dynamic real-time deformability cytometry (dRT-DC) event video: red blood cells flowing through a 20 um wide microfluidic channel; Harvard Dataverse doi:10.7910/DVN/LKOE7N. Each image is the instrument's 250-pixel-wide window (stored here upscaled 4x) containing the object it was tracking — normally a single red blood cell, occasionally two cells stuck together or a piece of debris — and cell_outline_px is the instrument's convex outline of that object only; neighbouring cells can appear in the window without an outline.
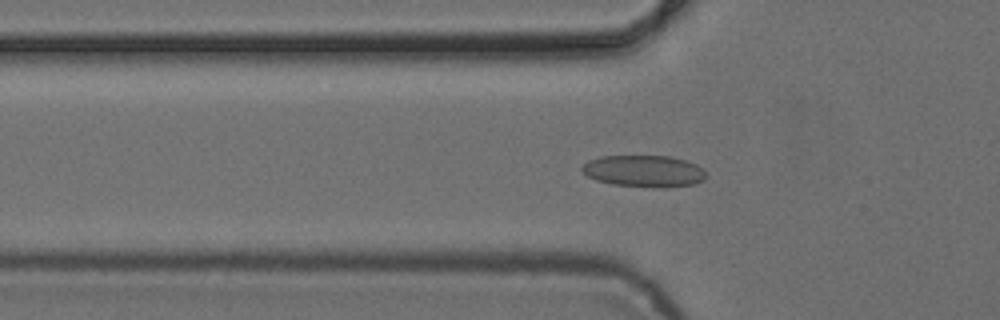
{"species": "common noctule bat (a hibernating species)", "species_latin": "Nyctalus noctula", "temperature_condition": "cold", "stored_images_in_passage": 44, "camera_frame_rate_fps": 3000, "um_per_image_px": 0.085, "animal": {"sex": "female", "body_mass_g": 24.6, "forearm_length_mm": 56.2}, "frame": {"image": 1, "passage_image": 9, "time_ms": 2.667, "image_size_px": [1000, 320], "cell_outline_px": [[704, 180], [696, 184], [612, 184], [596, 180], [588, 176], [580, 168], [588, 160], [600, 156], [668, 156], [684, 160], [696, 164], [704, 172]], "centroid_in_image_um": [54.66, 14.48], "position_along_channel_um": 71.1, "area_um2": 21.62}}
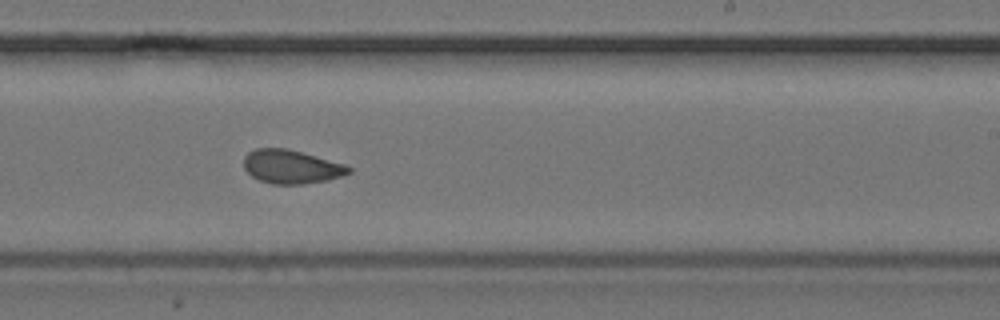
{"frame": {"image": 2, "passage_image": 24, "time_ms": 7.667, "image_size_px": [1000, 320], "cell_outline_px": [[352, 172], [328, 180], [304, 184], [272, 184], [260, 180], [252, 176], [244, 168], [244, 156], [248, 152], [256, 148], [288, 148], [344, 164], [352, 168]], "centroid_in_image_um": [24.76, 14.17], "position_along_channel_um": 264.2, "area_um2": 20.58}}
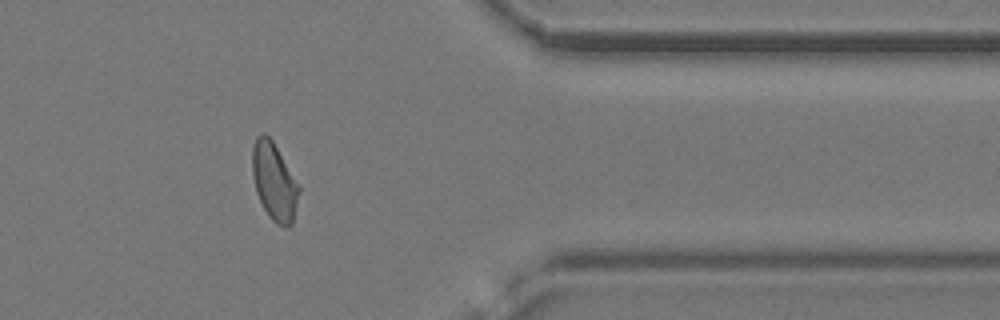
{"frame": {"image": 3, "passage_image": 35, "time_ms": 11.333, "image_size_px": [1000, 320], "cell_outline_px": [[300, 192], [292, 224], [276, 224], [268, 216], [256, 192], [252, 172], [252, 148], [256, 136], [264, 132], [272, 140], [300, 184]], "centroid_in_image_um": [23.31, 15.4], "position_along_channel_um": 388.1, "area_um2": 21.1}, "authors_computed_cell_mechanics": {"area_um2": 21.1837, "velocity_mm_per_s": 3.853, "shape_relaxation_time_tau1_ms": 11.0566, "shape_relaxation_time_tau2_ms": 2.0243, "deformation_change_tau1": 0.1565, "deformation_change_tau2": 0.0541}}